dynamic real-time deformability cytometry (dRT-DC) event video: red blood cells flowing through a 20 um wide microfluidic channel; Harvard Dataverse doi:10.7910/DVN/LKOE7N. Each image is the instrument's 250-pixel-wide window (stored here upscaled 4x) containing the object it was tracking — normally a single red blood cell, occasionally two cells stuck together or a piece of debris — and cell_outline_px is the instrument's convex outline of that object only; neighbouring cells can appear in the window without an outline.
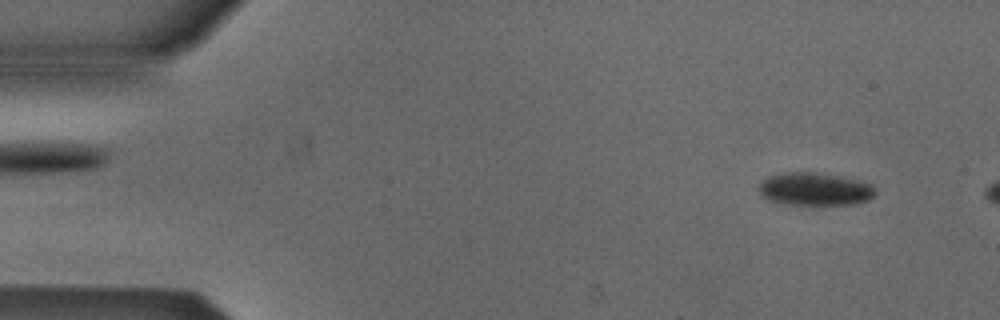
{"species": "Egyptian fruit bat (a non-hibernating species)", "species_latin": "Rousettus aegyptiacus", "temperature_condition": "cold", "stored_images_in_passage": 11, "camera_frame_rate_fps": 3000, "um_per_image_px": 0.085, "animal": {"sex": "male"}, "frame": {"image": 1, "passage_image": 4, "time_ms": 1.0, "image_size_px": [1000, 320], "cell_outline_px": [[876, 192], [868, 200], [856, 204], [788, 204], [768, 200], [760, 196], [756, 188], [760, 180], [768, 176], [784, 172], [816, 172], [840, 176], [860, 180], [872, 184]], "centroid_in_image_um": [69.2, 16.06], "position_along_channel_um": 15.8, "area_um2": 22.66}}